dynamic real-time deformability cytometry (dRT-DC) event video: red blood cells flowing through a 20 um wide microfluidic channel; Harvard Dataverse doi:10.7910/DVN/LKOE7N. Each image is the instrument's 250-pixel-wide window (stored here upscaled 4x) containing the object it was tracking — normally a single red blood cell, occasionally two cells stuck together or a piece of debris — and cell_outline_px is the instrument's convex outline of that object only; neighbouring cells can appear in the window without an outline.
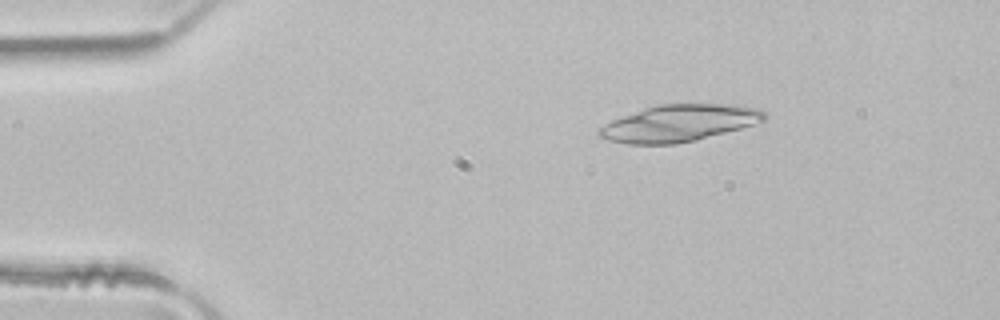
{"species": "common noctule bat (a hibernating species)", "species_latin": "Nyctalus noctula", "temperature_condition": "room temperature", "stored_images_in_passage": 3, "segment_of_instrument_passage": [1, 2], "camera_frame_rate_fps": 3000, "um_per_image_px": 0.085, "animal": {"sex": "male", "body_mass_g": 21.5, "forearm_length_mm": 52.0}, "frame": {"image": 1, "passage_image": 1, "time_ms": 0.0, "image_size_px": [1000, 320], "cell_outline_px": [[768, 116], [764, 120], [740, 128], [696, 140], [676, 144], [624, 144], [608, 140], [600, 136], [596, 132], [596, 128], [612, 120], [644, 108], [656, 104], [736, 104], [760, 108]], "centroid_in_image_um": [57.7, 10.46], "position_along_channel_um": 27.3, "area_um2": 35.55}}